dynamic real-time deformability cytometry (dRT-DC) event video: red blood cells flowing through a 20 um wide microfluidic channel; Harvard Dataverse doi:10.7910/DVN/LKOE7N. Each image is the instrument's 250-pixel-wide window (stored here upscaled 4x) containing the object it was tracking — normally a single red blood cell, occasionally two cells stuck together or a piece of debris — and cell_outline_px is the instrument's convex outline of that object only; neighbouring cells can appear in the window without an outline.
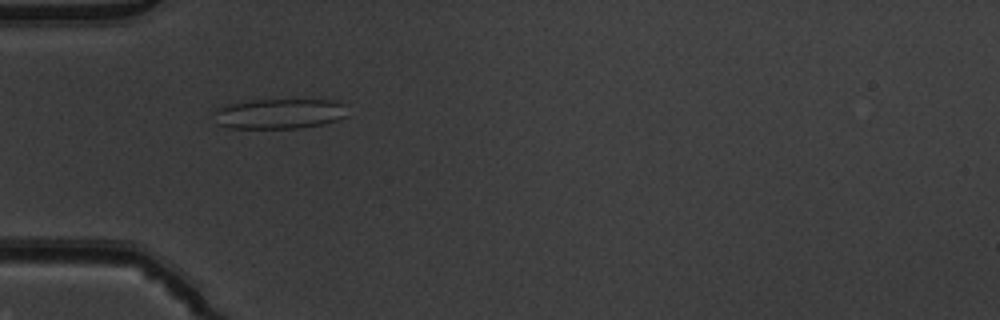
{"species": "common noctule bat (a hibernating species)", "species_latin": "Nyctalus noctula", "temperature_condition": "warm", "stored_images_in_passage": 50, "camera_frame_rate_fps": 3000, "um_per_image_px": 0.085, "animal": {"sex": "male", "body_mass_g": 19.5, "forearm_length_mm": 54.6}, "frame": {"image": 1, "passage_image": 15, "time_ms": 4.667, "image_size_px": [1000, 320], "cell_outline_px": [[344, 116], [336, 120], [324, 124], [300, 128], [228, 128], [216, 124], [212, 112], [216, 108], [228, 104], [252, 100], [332, 100], [344, 104]], "centroid_in_image_um": [23.64, 9.67], "position_along_channel_um": 61.4, "area_um2": 23.47}}
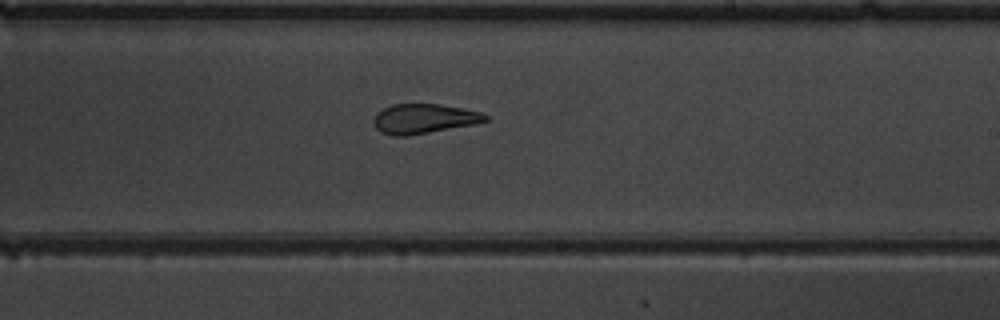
{"frame": {"image": 2, "passage_image": 30, "time_ms": 9.667, "image_size_px": [1000, 320], "cell_outline_px": [[488, 120], [476, 124], [404, 136], [392, 136], [380, 132], [376, 128], [372, 120], [376, 112], [392, 104], [440, 104], [480, 112], [488, 116]], "centroid_in_image_um": [35.99, 10.09], "position_along_channel_um": 253.0, "area_um2": 19.25}}
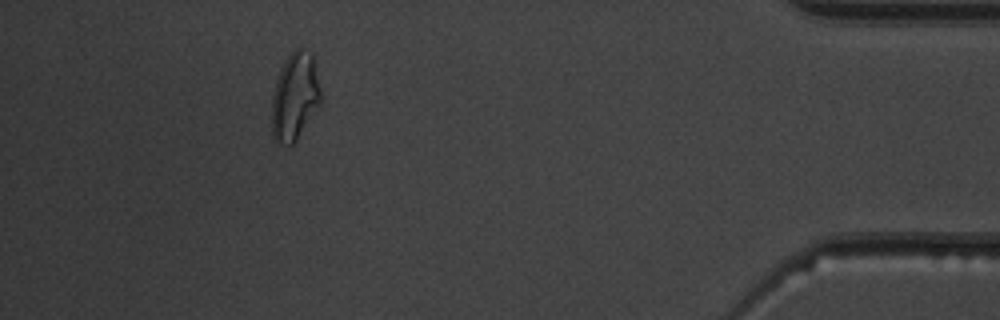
{"frame": {"image": 3, "passage_image": 46, "time_ms": 15.0, "image_size_px": [1000, 320], "cell_outline_px": [[324, 96], [320, 104], [296, 140], [292, 144], [280, 144], [272, 136], [272, 92], [280, 68], [284, 60], [300, 44], [312, 52]], "centroid_in_image_um": [25.1, 8.13], "position_along_channel_um": 410.1, "area_um2": 25.66}, "authors_computed_cell_mechanics": {"area_um2": 21.7906, "velocity_mm_per_s": 3.9097, "shape_relaxation_time_tau1_ms": null, "shape_relaxation_time_tau2_ms": 1.644, "deformation_change_tau1": null, "deformation_change_tau2": 0.0964}}